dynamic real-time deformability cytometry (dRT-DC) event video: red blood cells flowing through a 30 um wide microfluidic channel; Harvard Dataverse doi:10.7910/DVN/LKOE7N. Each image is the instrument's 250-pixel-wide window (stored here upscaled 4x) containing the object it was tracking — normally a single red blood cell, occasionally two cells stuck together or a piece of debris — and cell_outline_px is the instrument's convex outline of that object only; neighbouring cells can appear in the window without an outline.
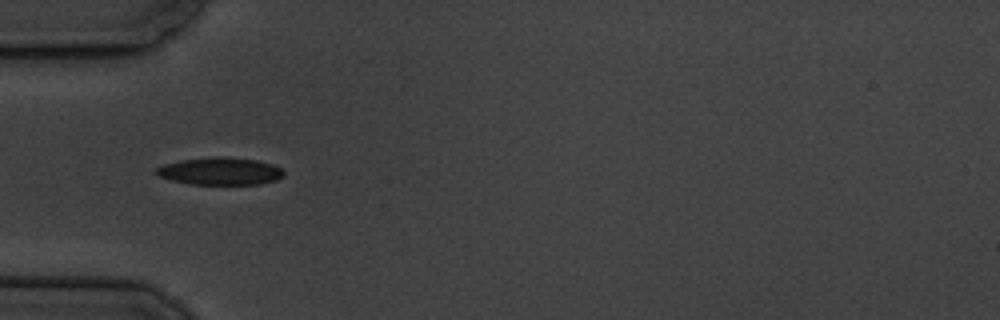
{"species": "common noctule bat (a hibernating species)", "species_latin": "Nyctalus noctula", "temperature_condition": "cold", "stored_images_in_passage": 8, "camera_frame_rate_fps": 3000, "um_per_image_px": 0.085, "animal": {"sex": "male", "body_mass_g": 19.5, "forearm_length_mm": 54.6}, "frame": {"image": 1, "passage_image": 6, "time_ms": 5.667, "image_size_px": [1000, 320], "cell_outline_px": [[284, 176], [276, 180], [260, 184], [192, 184], [172, 180], [160, 176], [152, 172], [156, 168], [164, 164], [180, 160], [256, 160], [272, 164], [280, 168], [284, 172]], "centroid_in_image_um": [18.71, 14.61], "position_along_channel_um": 66.3, "area_um2": 19.19}}
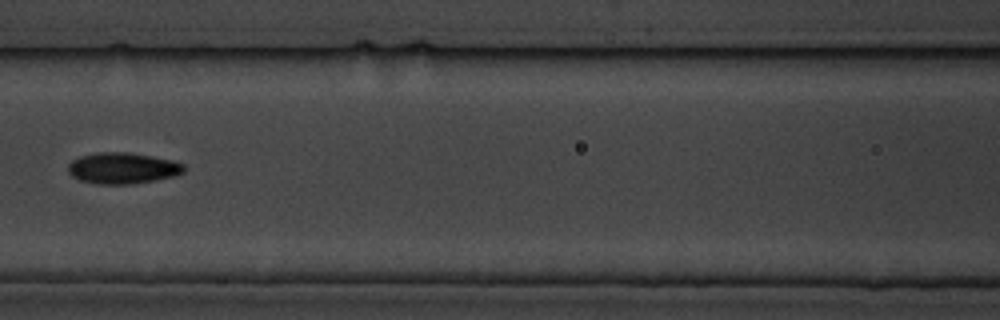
{"frame": {"image": 2, "passage_image": 8, "time_ms": 8.333, "image_size_px": [1000, 320], "cell_outline_px": [[184, 172], [176, 176], [128, 184], [100, 184], [80, 180], [72, 176], [68, 172], [68, 164], [72, 160], [80, 156], [96, 152], [128, 152], [152, 156], [172, 160], [184, 164]], "centroid_in_image_um": [10.41, 14.28], "position_along_channel_um": 156.2, "area_um2": 20.98}}